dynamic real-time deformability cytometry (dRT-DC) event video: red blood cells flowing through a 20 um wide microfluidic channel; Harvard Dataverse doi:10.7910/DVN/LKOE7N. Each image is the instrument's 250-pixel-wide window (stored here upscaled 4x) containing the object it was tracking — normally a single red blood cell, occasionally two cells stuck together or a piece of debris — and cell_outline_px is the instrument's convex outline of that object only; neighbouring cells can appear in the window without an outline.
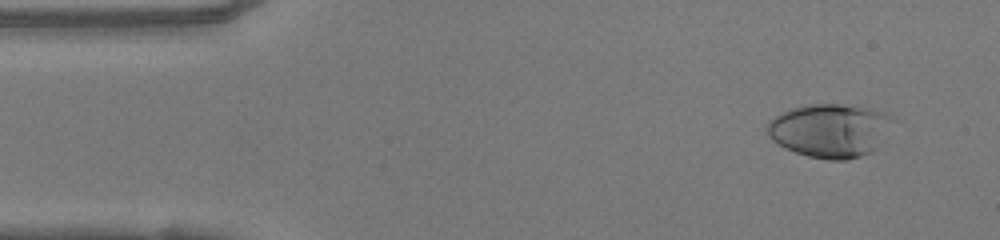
{"species": "human", "species_latin": "Homo sapiens", "temperature_condition": "warm", "stored_images_in_passage": 45, "camera_frame_rate_fps": 3000, "um_per_image_px": 0.085, "donor": {"sex": "female"}, "frame": {"image": 1, "passage_image": 1, "time_ms": 0.0, "image_size_px": [1000, 240], "cell_outline_px": [[888, 116], [876, 148], [872, 152], [848, 160], [828, 160], [808, 156], [784, 148], [776, 144], [768, 136], [768, 120], [792, 108], [804, 104], [840, 104], [868, 108], [884, 112]], "centroid_in_image_um": [70.41, 11.1], "position_along_channel_um": 14.6, "area_um2": 38.21}}
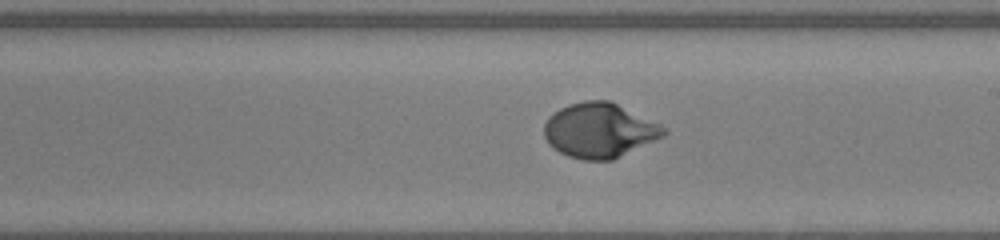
{"frame": {"image": 2, "passage_image": 24, "time_ms": 7.667, "image_size_px": [1000, 240], "cell_outline_px": [[668, 132], [664, 136], [612, 160], [584, 160], [568, 156], [552, 148], [548, 144], [544, 136], [544, 124], [548, 116], [560, 108], [568, 104], [584, 100], [612, 100], [660, 124]], "centroid_in_image_um": [50.93, 11.06], "position_along_channel_um": 238.1, "area_um2": 38.38}}
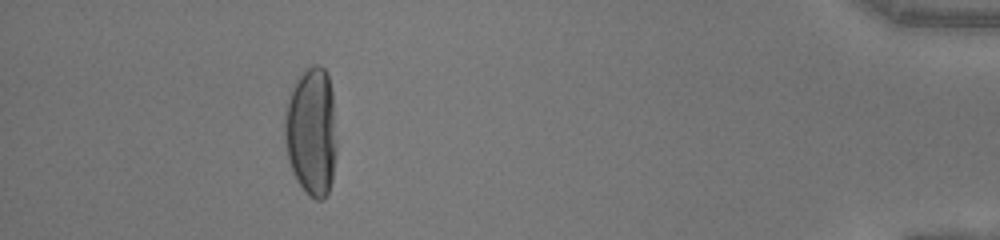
{"frame": {"image": 3, "passage_image": 41, "time_ms": 13.333, "image_size_px": [1000, 240], "cell_outline_px": [[336, 152], [332, 180], [328, 192], [324, 200], [316, 200], [308, 196], [296, 180], [292, 172], [288, 160], [284, 140], [284, 112], [288, 92], [304, 68], [312, 64], [320, 64], [328, 72], [332, 92], [336, 144]], "centroid_in_image_um": [26.45, 11.16], "position_along_channel_um": 408.8, "area_um2": 39.94}, "authors_computed_cell_mechanics": {"area_um2": 37.0498, "velocity_mm_per_s": 4.1526, "shape_relaxation_time_tau1_ms": 3.3622, "shape_relaxation_time_tau2_ms": null, "deformation_change_tau1": 0.2453, "deformation_change_tau2": null}}